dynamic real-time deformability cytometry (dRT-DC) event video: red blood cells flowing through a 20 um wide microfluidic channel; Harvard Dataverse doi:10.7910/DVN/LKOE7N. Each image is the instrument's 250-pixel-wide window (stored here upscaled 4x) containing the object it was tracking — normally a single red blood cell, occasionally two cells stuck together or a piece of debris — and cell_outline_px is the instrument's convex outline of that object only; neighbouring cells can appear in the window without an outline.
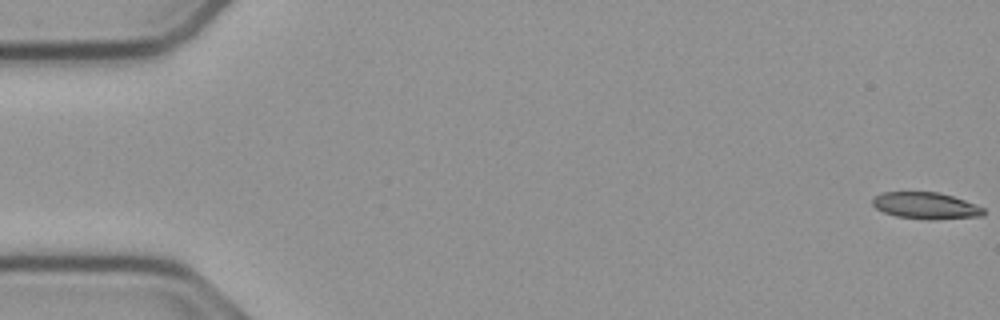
{"species": "common noctule bat (a hibernating species)", "species_latin": "Nyctalus noctula", "temperature_condition": "cold", "stored_images_in_passage": 56, "camera_frame_rate_fps": 3000, "um_per_image_px": 0.085, "animal": {"sex": "male", "body_mass_g": 23.1, "forearm_length_mm": 52.7}, "frame": {"image": 1, "passage_image": 1, "time_ms": 0.0, "image_size_px": [1000, 320], "cell_outline_px": [[984, 216], [932, 220], [896, 216], [884, 212], [876, 208], [872, 204], [872, 200], [876, 196], [884, 192], [936, 192], [952, 196], [964, 200], [984, 208]], "centroid_in_image_um": [78.7, 17.49], "position_along_channel_um": 6.3, "area_um2": 17.11}}
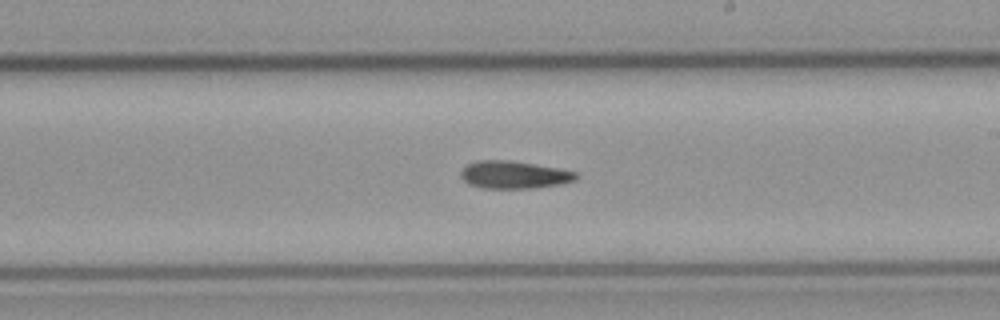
{"frame": {"image": 2, "passage_image": 32, "time_ms": 10.333, "image_size_px": [1000, 320], "cell_outline_px": [[580, 176], [576, 180], [560, 184], [532, 188], [480, 188], [468, 184], [460, 176], [460, 172], [468, 164], [476, 160], [508, 160], [556, 168], [576, 172]], "centroid_in_image_um": [43.67, 14.86], "position_along_channel_um": 245.3, "area_um2": 18.44}}
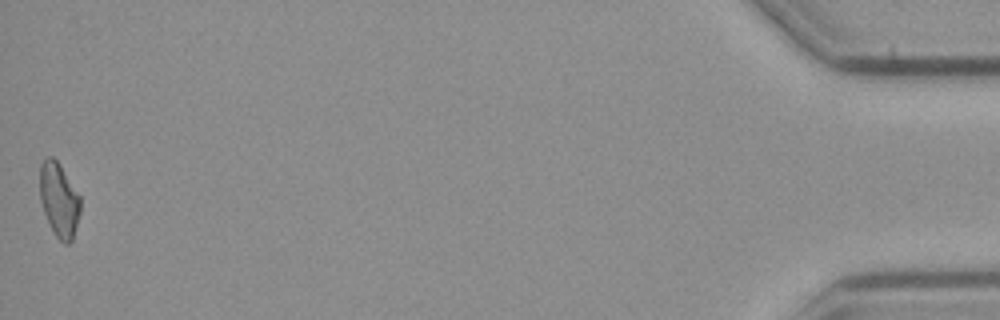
{"frame": {"image": 3, "passage_image": 55, "time_ms": 18.0, "image_size_px": [1000, 320], "cell_outline_px": [[80, 212], [72, 240], [68, 244], [64, 244], [56, 236], [44, 212], [40, 200], [40, 164], [48, 156], [52, 156], [56, 160], [80, 196]], "centroid_in_image_um": [5.01, 16.99], "position_along_channel_um": 430.2, "area_um2": 17.17}}